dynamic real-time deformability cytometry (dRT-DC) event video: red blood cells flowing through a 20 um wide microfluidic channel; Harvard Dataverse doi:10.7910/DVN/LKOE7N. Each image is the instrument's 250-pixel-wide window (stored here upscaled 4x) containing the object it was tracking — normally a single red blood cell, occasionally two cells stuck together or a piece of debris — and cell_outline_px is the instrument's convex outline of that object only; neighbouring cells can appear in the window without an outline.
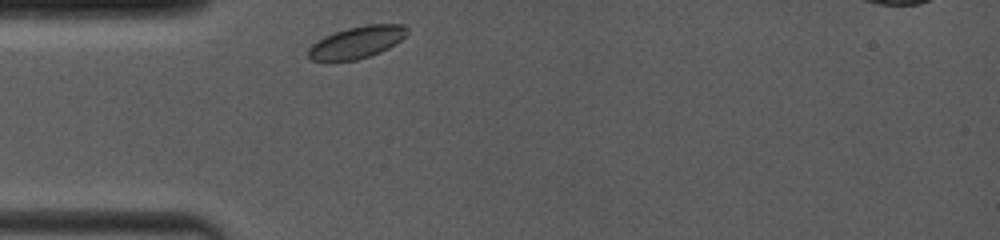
{"species": "common noctule bat (a hibernating species)", "species_latin": "Nyctalus noctula", "temperature_condition": "room temperature", "stored_images_in_passage": 1, "camera_frame_rate_fps": 4000, "um_per_image_px": 0.085, "animal": {"sex": "female", "body_mass_g": 19.0, "forearm_length_mm": 53.3}, "frame": {"image": 1, "passage_image": 1, "time_ms": 0.0, "image_size_px": [1000, 240], "cell_outline_px": [[408, 32], [396, 44], [380, 52], [356, 60], [312, 60], [308, 56], [308, 48], [312, 44], [324, 36], [348, 28], [364, 24], [404, 24], [408, 28]], "centroid_in_image_um": [30.35, 3.58], "position_along_channel_um": 54.6, "area_um2": 18.26}}